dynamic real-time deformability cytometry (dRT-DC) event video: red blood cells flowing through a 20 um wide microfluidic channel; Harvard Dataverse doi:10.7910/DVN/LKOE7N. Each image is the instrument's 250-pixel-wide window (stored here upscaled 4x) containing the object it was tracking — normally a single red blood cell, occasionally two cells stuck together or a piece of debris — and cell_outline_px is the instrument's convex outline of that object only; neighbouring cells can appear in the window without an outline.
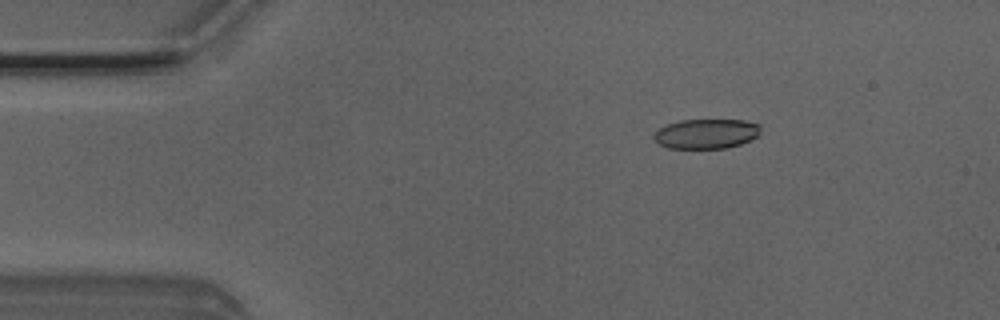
{"species": "Egyptian fruit bat (a non-hibernating species)", "species_latin": "Rousettus aegyptiacus", "temperature_condition": "room temperature", "stored_images_in_passage": 3, "camera_frame_rate_fps": 3000, "um_per_image_px": 0.085, "animal": {"sex": "male"}, "frame": {"image": 1, "passage_image": 2, "time_ms": 0.333, "image_size_px": [1000, 320], "cell_outline_px": [[760, 136], [740, 144], [724, 148], [668, 148], [660, 144], [652, 136], [660, 128], [668, 124], [680, 120], [744, 120], [760, 124]], "centroid_in_image_um": [60.07, 11.36], "position_along_channel_um": 24.9, "area_um2": 18.44}}